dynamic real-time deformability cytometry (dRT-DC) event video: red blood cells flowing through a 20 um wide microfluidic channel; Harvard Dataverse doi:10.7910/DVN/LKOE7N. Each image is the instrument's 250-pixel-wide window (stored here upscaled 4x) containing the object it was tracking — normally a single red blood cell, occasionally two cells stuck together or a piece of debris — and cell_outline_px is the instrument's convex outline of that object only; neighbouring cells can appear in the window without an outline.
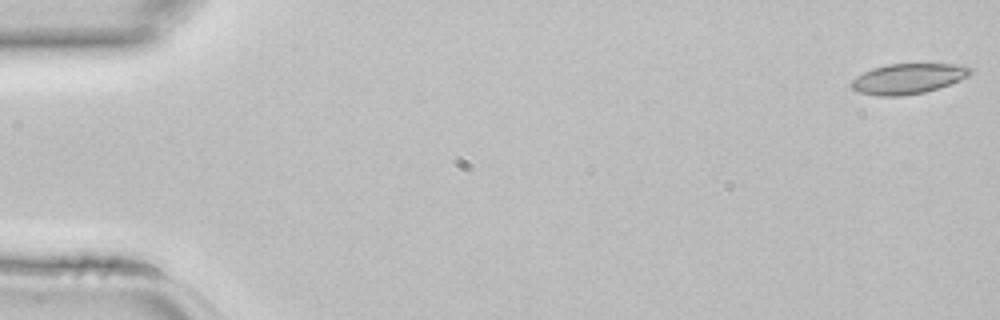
{"species": "common noctule bat (a hibernating species)", "species_latin": "Nyctalus noctula", "temperature_condition": "room temperature", "stored_images_in_passage": 8, "camera_frame_rate_fps": 3000, "um_per_image_px": 0.085, "animal": {"sex": "female", "body_mass_g": 22.7, "forearm_length_mm": 54.2}, "frame": {"image": 1, "passage_image": 1, "time_ms": 0.0, "image_size_px": [1000, 320], "cell_outline_px": [[972, 72], [968, 76], [940, 88], [924, 92], [904, 96], [876, 96], [856, 92], [848, 84], [856, 76], [872, 68], [888, 64], [964, 64], [972, 68]], "centroid_in_image_um": [77.16, 6.69], "position_along_channel_um": 7.8, "area_um2": 21.27}}